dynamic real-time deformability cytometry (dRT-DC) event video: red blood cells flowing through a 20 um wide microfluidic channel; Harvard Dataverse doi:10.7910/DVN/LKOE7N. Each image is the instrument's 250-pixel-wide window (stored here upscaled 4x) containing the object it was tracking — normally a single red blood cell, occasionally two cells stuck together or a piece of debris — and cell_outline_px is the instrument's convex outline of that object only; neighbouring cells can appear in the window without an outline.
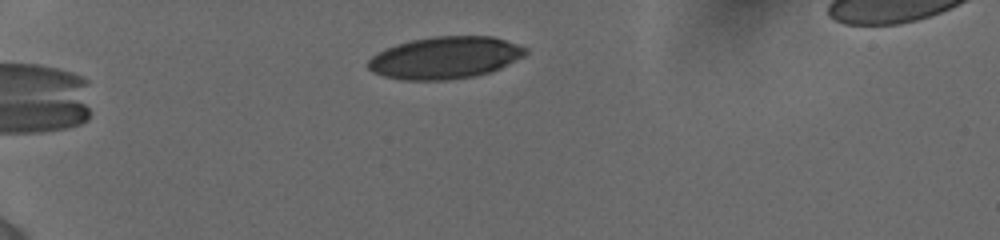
{"species": "human", "species_latin": "Homo sapiens", "temperature_condition": "cold", "stored_images_in_passage": 47, "camera_frame_rate_fps": 3000, "um_per_image_px": 0.085, "donor": {"sex": "female"}, "frame": {"image": 1, "passage_image": 1, "time_ms": 0.0, "image_size_px": [1000, 240], "cell_outline_px": [[528, 52], [524, 56], [492, 72], [476, 76], [448, 80], [404, 80], [384, 76], [372, 72], [368, 68], [368, 60], [372, 56], [396, 44], [412, 40], [432, 36], [492, 36], [528, 48]], "centroid_in_image_um": [37.85, 4.91], "position_along_channel_um": 47.2, "area_um2": 38.61}}
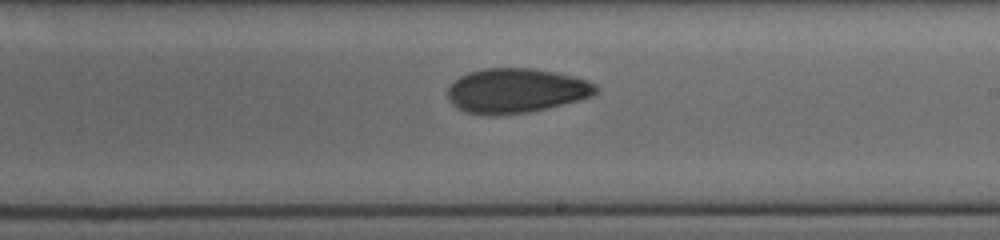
{"frame": {"image": 2, "passage_image": 18, "time_ms": 6.333, "image_size_px": [1000, 240], "cell_outline_px": [[600, 92], [592, 96], [528, 112], [496, 116], [488, 116], [468, 112], [452, 104], [448, 100], [448, 88], [460, 76], [468, 72], [484, 68], [532, 68], [556, 72], [588, 80], [596, 84], [600, 88]], "centroid_in_image_um": [43.88, 7.7], "position_along_channel_um": 245.1, "area_um2": 38.49}}
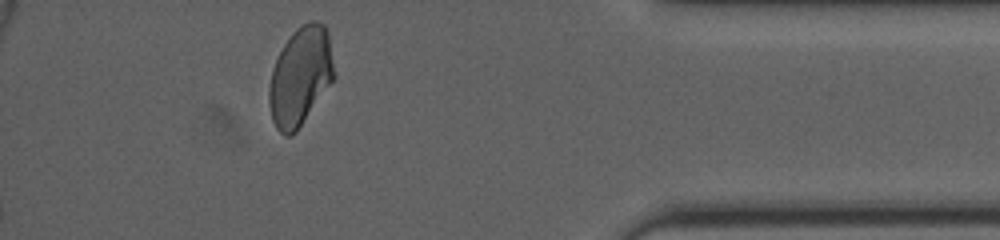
{"frame": {"image": 3, "passage_image": 40, "time_ms": 11.333, "image_size_px": [1000, 240], "cell_outline_px": [[336, 76], [296, 132], [288, 136], [284, 136], [276, 128], [272, 120], [268, 100], [268, 88], [272, 68], [284, 44], [292, 32], [296, 28], [312, 20], [316, 20], [324, 24], [328, 32]], "centroid_in_image_um": [25.53, 6.48], "position_along_channel_um": 409.7, "area_um2": 37.4}, "authors_computed_cell_mechanics": {"area_um2": 38.0902, "velocity_mm_per_s": 3.8658, "shape_relaxation_time_tau1_ms": 8.9735, "shape_relaxation_time_tau2_ms": 3.3106, "deformation_change_tau1": 0.1642, "deformation_change_tau2": 0.0807}}